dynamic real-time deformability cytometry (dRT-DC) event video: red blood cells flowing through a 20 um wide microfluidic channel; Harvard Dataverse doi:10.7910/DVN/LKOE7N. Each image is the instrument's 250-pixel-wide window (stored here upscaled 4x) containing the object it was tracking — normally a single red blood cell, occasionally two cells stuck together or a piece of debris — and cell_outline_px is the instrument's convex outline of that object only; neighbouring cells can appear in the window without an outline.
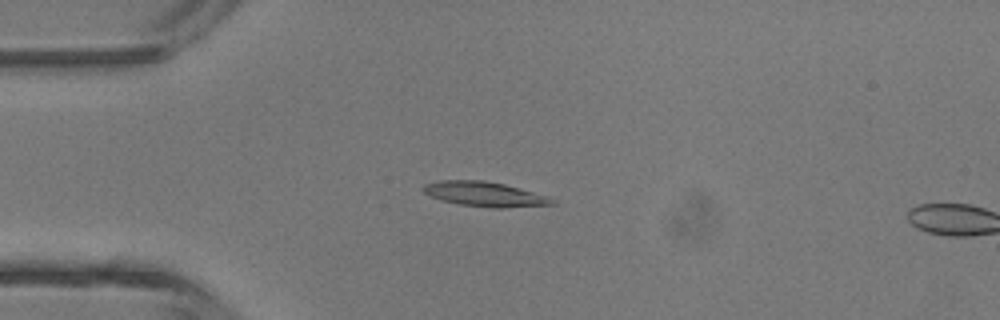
{"species": "common noctule bat (a hibernating species)", "species_latin": "Nyctalus noctula", "temperature_condition": "room temperature", "stored_images_in_passage": 5, "camera_frame_rate_fps": 3000, "um_per_image_px": 0.085, "animal": {"sex": "male", "body_mass_g": 13.3}, "frame": {"image": 1, "passage_image": 4, "time_ms": 1.0, "image_size_px": [1000, 320], "cell_outline_px": [[556, 204], [504, 208], [492, 208], [460, 204], [440, 200], [424, 192], [420, 188], [424, 184], [440, 180], [484, 180], [504, 184], [520, 188], [548, 196], [556, 200]], "centroid_in_image_um": [41.21, 16.5], "position_along_channel_um": 43.8, "area_um2": 18.67}}